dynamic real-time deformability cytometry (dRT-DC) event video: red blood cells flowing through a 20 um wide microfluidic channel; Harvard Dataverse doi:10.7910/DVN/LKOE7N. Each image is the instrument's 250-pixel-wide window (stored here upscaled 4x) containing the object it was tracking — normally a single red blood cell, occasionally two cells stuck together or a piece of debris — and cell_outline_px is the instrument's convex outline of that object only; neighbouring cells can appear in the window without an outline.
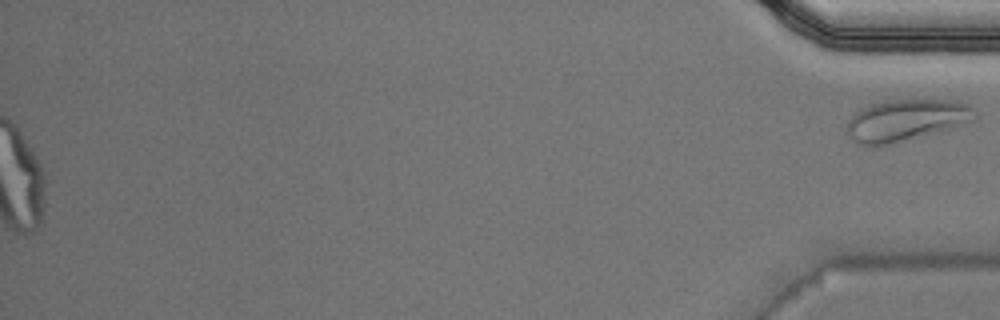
{"species": "Egyptian fruit bat (a non-hibernating species)", "species_latin": "Rousettus aegyptiacus", "temperature_condition": "warm", "stored_images_in_passage": 51, "segment_of_instrument_passage": [2, 2], "camera_frame_rate_fps": 3000, "um_per_image_px": 0.085, "animal": {"sex": "male"}, "frame": {"image": 1, "passage_image": 51, "time_ms": 16.667, "image_size_px": [1000, 320], "cell_outline_px": [[972, 120], [948, 128], [884, 144], [860, 144], [848, 132], [848, 120], [856, 112], [872, 104], [892, 100], [952, 100], [968, 104], [972, 108]], "centroid_in_image_um": [76.99, 10.17], "position_along_channel_um": 358.2, "area_um2": 29.19}}